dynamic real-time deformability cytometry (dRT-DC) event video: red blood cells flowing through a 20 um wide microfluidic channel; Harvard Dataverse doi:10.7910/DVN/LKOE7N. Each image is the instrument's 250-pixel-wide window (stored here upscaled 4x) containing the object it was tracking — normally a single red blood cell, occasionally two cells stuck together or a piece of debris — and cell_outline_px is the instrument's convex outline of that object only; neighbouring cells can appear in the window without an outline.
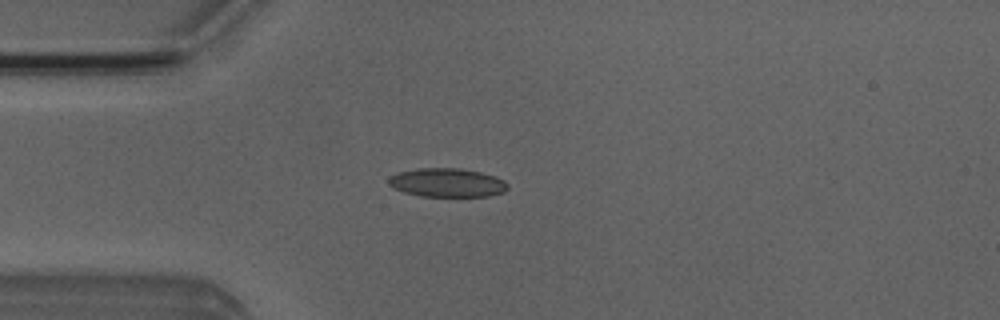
{"species": "Egyptian fruit bat (a non-hibernating species)", "species_latin": "Rousettus aegyptiacus", "temperature_condition": "room temperature", "stored_images_in_passage": 4, "camera_frame_rate_fps": 3000, "um_per_image_px": 0.085, "animal": {"sex": "male"}, "frame": {"image": 1, "passage_image": 3, "time_ms": 2.333, "image_size_px": [1000, 320], "cell_outline_px": [[508, 188], [504, 192], [488, 196], [420, 196], [404, 192], [388, 184], [388, 176], [396, 172], [416, 168], [460, 168], [480, 172], [496, 176], [504, 180], [508, 184]], "centroid_in_image_um": [37.99, 15.51], "position_along_channel_um": 47.0, "area_um2": 20.11}}